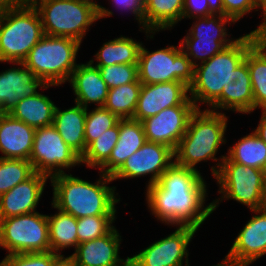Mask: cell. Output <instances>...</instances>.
<instances>
[{
	"label": "cell",
	"mask_w": 266,
	"mask_h": 266,
	"mask_svg": "<svg viewBox=\"0 0 266 266\" xmlns=\"http://www.w3.org/2000/svg\"><path fill=\"white\" fill-rule=\"evenodd\" d=\"M263 208H266V174H265L264 193H263Z\"/></svg>",
	"instance_id": "obj_50"
},
{
	"label": "cell",
	"mask_w": 266,
	"mask_h": 266,
	"mask_svg": "<svg viewBox=\"0 0 266 266\" xmlns=\"http://www.w3.org/2000/svg\"><path fill=\"white\" fill-rule=\"evenodd\" d=\"M255 213L239 231L224 260L249 266L266 254V208L250 210Z\"/></svg>",
	"instance_id": "obj_16"
},
{
	"label": "cell",
	"mask_w": 266,
	"mask_h": 266,
	"mask_svg": "<svg viewBox=\"0 0 266 266\" xmlns=\"http://www.w3.org/2000/svg\"><path fill=\"white\" fill-rule=\"evenodd\" d=\"M59 254L52 251L21 254H6L0 266H51Z\"/></svg>",
	"instance_id": "obj_39"
},
{
	"label": "cell",
	"mask_w": 266,
	"mask_h": 266,
	"mask_svg": "<svg viewBox=\"0 0 266 266\" xmlns=\"http://www.w3.org/2000/svg\"><path fill=\"white\" fill-rule=\"evenodd\" d=\"M35 130L9 113H1L0 158L29 160Z\"/></svg>",
	"instance_id": "obj_22"
},
{
	"label": "cell",
	"mask_w": 266,
	"mask_h": 266,
	"mask_svg": "<svg viewBox=\"0 0 266 266\" xmlns=\"http://www.w3.org/2000/svg\"><path fill=\"white\" fill-rule=\"evenodd\" d=\"M97 67L109 89L135 82L138 79V64H112Z\"/></svg>",
	"instance_id": "obj_38"
},
{
	"label": "cell",
	"mask_w": 266,
	"mask_h": 266,
	"mask_svg": "<svg viewBox=\"0 0 266 266\" xmlns=\"http://www.w3.org/2000/svg\"><path fill=\"white\" fill-rule=\"evenodd\" d=\"M142 83L135 82L109 89L104 108L119 119L133 118Z\"/></svg>",
	"instance_id": "obj_32"
},
{
	"label": "cell",
	"mask_w": 266,
	"mask_h": 266,
	"mask_svg": "<svg viewBox=\"0 0 266 266\" xmlns=\"http://www.w3.org/2000/svg\"><path fill=\"white\" fill-rule=\"evenodd\" d=\"M184 0H144L143 29L161 32L182 20Z\"/></svg>",
	"instance_id": "obj_25"
},
{
	"label": "cell",
	"mask_w": 266,
	"mask_h": 266,
	"mask_svg": "<svg viewBox=\"0 0 266 266\" xmlns=\"http://www.w3.org/2000/svg\"><path fill=\"white\" fill-rule=\"evenodd\" d=\"M258 35L264 42H266V21L264 22L262 29L258 32Z\"/></svg>",
	"instance_id": "obj_48"
},
{
	"label": "cell",
	"mask_w": 266,
	"mask_h": 266,
	"mask_svg": "<svg viewBox=\"0 0 266 266\" xmlns=\"http://www.w3.org/2000/svg\"><path fill=\"white\" fill-rule=\"evenodd\" d=\"M195 105H177L161 110L141 121L148 142L164 144L173 151L185 134Z\"/></svg>",
	"instance_id": "obj_14"
},
{
	"label": "cell",
	"mask_w": 266,
	"mask_h": 266,
	"mask_svg": "<svg viewBox=\"0 0 266 266\" xmlns=\"http://www.w3.org/2000/svg\"><path fill=\"white\" fill-rule=\"evenodd\" d=\"M209 11L212 15H224V6L222 0H207Z\"/></svg>",
	"instance_id": "obj_45"
},
{
	"label": "cell",
	"mask_w": 266,
	"mask_h": 266,
	"mask_svg": "<svg viewBox=\"0 0 266 266\" xmlns=\"http://www.w3.org/2000/svg\"><path fill=\"white\" fill-rule=\"evenodd\" d=\"M119 136V121L92 141L81 157V164L87 168L99 169L110 157Z\"/></svg>",
	"instance_id": "obj_33"
},
{
	"label": "cell",
	"mask_w": 266,
	"mask_h": 266,
	"mask_svg": "<svg viewBox=\"0 0 266 266\" xmlns=\"http://www.w3.org/2000/svg\"><path fill=\"white\" fill-rule=\"evenodd\" d=\"M195 21L191 28L186 31L183 38H200L206 40H216L218 42H235L238 38H230L232 34H228V25L236 22L224 15H211L207 17H195Z\"/></svg>",
	"instance_id": "obj_31"
},
{
	"label": "cell",
	"mask_w": 266,
	"mask_h": 266,
	"mask_svg": "<svg viewBox=\"0 0 266 266\" xmlns=\"http://www.w3.org/2000/svg\"><path fill=\"white\" fill-rule=\"evenodd\" d=\"M226 154L230 161L266 171V144L253 130L230 146Z\"/></svg>",
	"instance_id": "obj_29"
},
{
	"label": "cell",
	"mask_w": 266,
	"mask_h": 266,
	"mask_svg": "<svg viewBox=\"0 0 266 266\" xmlns=\"http://www.w3.org/2000/svg\"><path fill=\"white\" fill-rule=\"evenodd\" d=\"M12 66L0 72V113H9L16 103L25 97L36 95L53 84H46L23 62H12Z\"/></svg>",
	"instance_id": "obj_17"
},
{
	"label": "cell",
	"mask_w": 266,
	"mask_h": 266,
	"mask_svg": "<svg viewBox=\"0 0 266 266\" xmlns=\"http://www.w3.org/2000/svg\"><path fill=\"white\" fill-rule=\"evenodd\" d=\"M116 215L86 216L77 219L78 244L108 234L115 226Z\"/></svg>",
	"instance_id": "obj_36"
},
{
	"label": "cell",
	"mask_w": 266,
	"mask_h": 266,
	"mask_svg": "<svg viewBox=\"0 0 266 266\" xmlns=\"http://www.w3.org/2000/svg\"><path fill=\"white\" fill-rule=\"evenodd\" d=\"M122 236L115 227L106 235L79 243L71 254L76 266H125L119 255Z\"/></svg>",
	"instance_id": "obj_19"
},
{
	"label": "cell",
	"mask_w": 266,
	"mask_h": 266,
	"mask_svg": "<svg viewBox=\"0 0 266 266\" xmlns=\"http://www.w3.org/2000/svg\"><path fill=\"white\" fill-rule=\"evenodd\" d=\"M0 248L8 255L51 251L47 215L37 211L0 219Z\"/></svg>",
	"instance_id": "obj_10"
},
{
	"label": "cell",
	"mask_w": 266,
	"mask_h": 266,
	"mask_svg": "<svg viewBox=\"0 0 266 266\" xmlns=\"http://www.w3.org/2000/svg\"><path fill=\"white\" fill-rule=\"evenodd\" d=\"M24 0H0V15L9 9H14Z\"/></svg>",
	"instance_id": "obj_46"
},
{
	"label": "cell",
	"mask_w": 266,
	"mask_h": 266,
	"mask_svg": "<svg viewBox=\"0 0 266 266\" xmlns=\"http://www.w3.org/2000/svg\"><path fill=\"white\" fill-rule=\"evenodd\" d=\"M34 172L51 178L81 166V157L62 139L53 125L37 128L29 158Z\"/></svg>",
	"instance_id": "obj_11"
},
{
	"label": "cell",
	"mask_w": 266,
	"mask_h": 266,
	"mask_svg": "<svg viewBox=\"0 0 266 266\" xmlns=\"http://www.w3.org/2000/svg\"><path fill=\"white\" fill-rule=\"evenodd\" d=\"M73 94L76 96L75 103L85 108L94 104L95 107H103L108 95L109 88L104 82L100 70L90 61L79 63L73 70L68 81ZM89 104V105H88Z\"/></svg>",
	"instance_id": "obj_21"
},
{
	"label": "cell",
	"mask_w": 266,
	"mask_h": 266,
	"mask_svg": "<svg viewBox=\"0 0 266 266\" xmlns=\"http://www.w3.org/2000/svg\"><path fill=\"white\" fill-rule=\"evenodd\" d=\"M112 5H114L117 9L124 10L125 12H129L133 14L137 23H139V31H143L146 35V40L154 39V35L156 32H151L147 29H143V18H144V0H109ZM127 10V11H126ZM150 34V35H149Z\"/></svg>",
	"instance_id": "obj_40"
},
{
	"label": "cell",
	"mask_w": 266,
	"mask_h": 266,
	"mask_svg": "<svg viewBox=\"0 0 266 266\" xmlns=\"http://www.w3.org/2000/svg\"><path fill=\"white\" fill-rule=\"evenodd\" d=\"M33 173L29 160L0 158V195L28 179Z\"/></svg>",
	"instance_id": "obj_35"
},
{
	"label": "cell",
	"mask_w": 266,
	"mask_h": 266,
	"mask_svg": "<svg viewBox=\"0 0 266 266\" xmlns=\"http://www.w3.org/2000/svg\"><path fill=\"white\" fill-rule=\"evenodd\" d=\"M125 266H135V265L130 260H128Z\"/></svg>",
	"instance_id": "obj_51"
},
{
	"label": "cell",
	"mask_w": 266,
	"mask_h": 266,
	"mask_svg": "<svg viewBox=\"0 0 266 266\" xmlns=\"http://www.w3.org/2000/svg\"><path fill=\"white\" fill-rule=\"evenodd\" d=\"M207 110L218 113L229 112V110L242 114L254 112V96L248 64L245 60L232 71L220 97Z\"/></svg>",
	"instance_id": "obj_18"
},
{
	"label": "cell",
	"mask_w": 266,
	"mask_h": 266,
	"mask_svg": "<svg viewBox=\"0 0 266 266\" xmlns=\"http://www.w3.org/2000/svg\"><path fill=\"white\" fill-rule=\"evenodd\" d=\"M146 141L142 122L133 118L119 119L118 141L99 172L112 176Z\"/></svg>",
	"instance_id": "obj_23"
},
{
	"label": "cell",
	"mask_w": 266,
	"mask_h": 266,
	"mask_svg": "<svg viewBox=\"0 0 266 266\" xmlns=\"http://www.w3.org/2000/svg\"><path fill=\"white\" fill-rule=\"evenodd\" d=\"M228 118L223 112H213L205 108L204 110L196 109L189 119L185 134L174 151V162L200 172L196 167L197 164L212 160L215 164L210 170L212 176L215 177L226 156L225 154L220 158L216 157L220 146L227 142L225 134Z\"/></svg>",
	"instance_id": "obj_3"
},
{
	"label": "cell",
	"mask_w": 266,
	"mask_h": 266,
	"mask_svg": "<svg viewBox=\"0 0 266 266\" xmlns=\"http://www.w3.org/2000/svg\"><path fill=\"white\" fill-rule=\"evenodd\" d=\"M56 104L49 96L38 92L18 101L9 114L34 129L53 124Z\"/></svg>",
	"instance_id": "obj_26"
},
{
	"label": "cell",
	"mask_w": 266,
	"mask_h": 266,
	"mask_svg": "<svg viewBox=\"0 0 266 266\" xmlns=\"http://www.w3.org/2000/svg\"><path fill=\"white\" fill-rule=\"evenodd\" d=\"M177 105H194L189 86L180 81L142 84L133 119L143 121L161 110Z\"/></svg>",
	"instance_id": "obj_15"
},
{
	"label": "cell",
	"mask_w": 266,
	"mask_h": 266,
	"mask_svg": "<svg viewBox=\"0 0 266 266\" xmlns=\"http://www.w3.org/2000/svg\"><path fill=\"white\" fill-rule=\"evenodd\" d=\"M48 179L46 175L34 172L28 179L0 195V219L37 212Z\"/></svg>",
	"instance_id": "obj_20"
},
{
	"label": "cell",
	"mask_w": 266,
	"mask_h": 266,
	"mask_svg": "<svg viewBox=\"0 0 266 266\" xmlns=\"http://www.w3.org/2000/svg\"><path fill=\"white\" fill-rule=\"evenodd\" d=\"M179 43L182 51L195 67L198 64L206 62L215 54L222 52L234 42H218L216 40H206L200 38H183Z\"/></svg>",
	"instance_id": "obj_34"
},
{
	"label": "cell",
	"mask_w": 266,
	"mask_h": 266,
	"mask_svg": "<svg viewBox=\"0 0 266 266\" xmlns=\"http://www.w3.org/2000/svg\"><path fill=\"white\" fill-rule=\"evenodd\" d=\"M174 163V151L160 143L148 142L133 153L111 176L113 181L150 177L146 188L156 184L162 174Z\"/></svg>",
	"instance_id": "obj_13"
},
{
	"label": "cell",
	"mask_w": 266,
	"mask_h": 266,
	"mask_svg": "<svg viewBox=\"0 0 266 266\" xmlns=\"http://www.w3.org/2000/svg\"><path fill=\"white\" fill-rule=\"evenodd\" d=\"M27 3L33 4L36 0H24Z\"/></svg>",
	"instance_id": "obj_52"
},
{
	"label": "cell",
	"mask_w": 266,
	"mask_h": 266,
	"mask_svg": "<svg viewBox=\"0 0 266 266\" xmlns=\"http://www.w3.org/2000/svg\"><path fill=\"white\" fill-rule=\"evenodd\" d=\"M119 118L104 107L87 108L85 118L86 147L103 132L115 126Z\"/></svg>",
	"instance_id": "obj_37"
},
{
	"label": "cell",
	"mask_w": 266,
	"mask_h": 266,
	"mask_svg": "<svg viewBox=\"0 0 266 266\" xmlns=\"http://www.w3.org/2000/svg\"><path fill=\"white\" fill-rule=\"evenodd\" d=\"M99 179L94 183L63 173L52 176L53 198L51 206L62 212L71 214L76 219L96 215H117L116 204L120 196L116 186H108L113 182L111 176L99 172ZM118 197V198H117Z\"/></svg>",
	"instance_id": "obj_2"
},
{
	"label": "cell",
	"mask_w": 266,
	"mask_h": 266,
	"mask_svg": "<svg viewBox=\"0 0 266 266\" xmlns=\"http://www.w3.org/2000/svg\"><path fill=\"white\" fill-rule=\"evenodd\" d=\"M44 35L33 4L24 1L6 10L0 15V63L23 62Z\"/></svg>",
	"instance_id": "obj_6"
},
{
	"label": "cell",
	"mask_w": 266,
	"mask_h": 266,
	"mask_svg": "<svg viewBox=\"0 0 266 266\" xmlns=\"http://www.w3.org/2000/svg\"><path fill=\"white\" fill-rule=\"evenodd\" d=\"M56 210L55 214L47 215L50 250L62 254V250L71 247L75 250L78 245L77 219L71 214Z\"/></svg>",
	"instance_id": "obj_30"
},
{
	"label": "cell",
	"mask_w": 266,
	"mask_h": 266,
	"mask_svg": "<svg viewBox=\"0 0 266 266\" xmlns=\"http://www.w3.org/2000/svg\"><path fill=\"white\" fill-rule=\"evenodd\" d=\"M211 15L207 0H184L182 20Z\"/></svg>",
	"instance_id": "obj_42"
},
{
	"label": "cell",
	"mask_w": 266,
	"mask_h": 266,
	"mask_svg": "<svg viewBox=\"0 0 266 266\" xmlns=\"http://www.w3.org/2000/svg\"><path fill=\"white\" fill-rule=\"evenodd\" d=\"M258 11H262L260 15L263 16V18L261 23L257 25L258 27L255 28V30H252L256 33H258L262 29L264 22L266 21V0H258Z\"/></svg>",
	"instance_id": "obj_47"
},
{
	"label": "cell",
	"mask_w": 266,
	"mask_h": 266,
	"mask_svg": "<svg viewBox=\"0 0 266 266\" xmlns=\"http://www.w3.org/2000/svg\"><path fill=\"white\" fill-rule=\"evenodd\" d=\"M266 171L230 161L226 156L214 177L220 197L212 203L213 212L224 200H234L249 210L263 208Z\"/></svg>",
	"instance_id": "obj_8"
},
{
	"label": "cell",
	"mask_w": 266,
	"mask_h": 266,
	"mask_svg": "<svg viewBox=\"0 0 266 266\" xmlns=\"http://www.w3.org/2000/svg\"><path fill=\"white\" fill-rule=\"evenodd\" d=\"M260 121L258 126L253 131L263 140L266 144V110L261 111Z\"/></svg>",
	"instance_id": "obj_43"
},
{
	"label": "cell",
	"mask_w": 266,
	"mask_h": 266,
	"mask_svg": "<svg viewBox=\"0 0 266 266\" xmlns=\"http://www.w3.org/2000/svg\"><path fill=\"white\" fill-rule=\"evenodd\" d=\"M138 80L142 84L180 81L190 86L194 80V66L182 51L181 45L149 51L144 44L138 59Z\"/></svg>",
	"instance_id": "obj_9"
},
{
	"label": "cell",
	"mask_w": 266,
	"mask_h": 266,
	"mask_svg": "<svg viewBox=\"0 0 266 266\" xmlns=\"http://www.w3.org/2000/svg\"><path fill=\"white\" fill-rule=\"evenodd\" d=\"M142 41L137 42L132 37L121 35L104 42L94 58L89 60L95 66H109L112 64H138ZM94 61L95 64H94Z\"/></svg>",
	"instance_id": "obj_27"
},
{
	"label": "cell",
	"mask_w": 266,
	"mask_h": 266,
	"mask_svg": "<svg viewBox=\"0 0 266 266\" xmlns=\"http://www.w3.org/2000/svg\"><path fill=\"white\" fill-rule=\"evenodd\" d=\"M224 16L232 18L236 23L244 15L258 11V0H222Z\"/></svg>",
	"instance_id": "obj_41"
},
{
	"label": "cell",
	"mask_w": 266,
	"mask_h": 266,
	"mask_svg": "<svg viewBox=\"0 0 266 266\" xmlns=\"http://www.w3.org/2000/svg\"><path fill=\"white\" fill-rule=\"evenodd\" d=\"M82 43L70 37L44 35L30 50L24 65L46 84L59 87L68 82L78 66L77 54Z\"/></svg>",
	"instance_id": "obj_7"
},
{
	"label": "cell",
	"mask_w": 266,
	"mask_h": 266,
	"mask_svg": "<svg viewBox=\"0 0 266 266\" xmlns=\"http://www.w3.org/2000/svg\"><path fill=\"white\" fill-rule=\"evenodd\" d=\"M258 36L254 31L243 34L222 52L194 67V80L189 86V96L196 109H201L202 104L208 105V109L220 97L232 71L245 59Z\"/></svg>",
	"instance_id": "obj_4"
},
{
	"label": "cell",
	"mask_w": 266,
	"mask_h": 266,
	"mask_svg": "<svg viewBox=\"0 0 266 266\" xmlns=\"http://www.w3.org/2000/svg\"><path fill=\"white\" fill-rule=\"evenodd\" d=\"M212 266H242V265H237L235 263H231L223 259L221 262L217 263L216 265H212Z\"/></svg>",
	"instance_id": "obj_49"
},
{
	"label": "cell",
	"mask_w": 266,
	"mask_h": 266,
	"mask_svg": "<svg viewBox=\"0 0 266 266\" xmlns=\"http://www.w3.org/2000/svg\"><path fill=\"white\" fill-rule=\"evenodd\" d=\"M175 227L172 234L154 241L129 260L135 266H190L188 246L198 229L188 225Z\"/></svg>",
	"instance_id": "obj_12"
},
{
	"label": "cell",
	"mask_w": 266,
	"mask_h": 266,
	"mask_svg": "<svg viewBox=\"0 0 266 266\" xmlns=\"http://www.w3.org/2000/svg\"><path fill=\"white\" fill-rule=\"evenodd\" d=\"M207 184L201 172L174 162L156 184L146 188L148 210L164 225L199 229L213 213L211 202L205 206Z\"/></svg>",
	"instance_id": "obj_1"
},
{
	"label": "cell",
	"mask_w": 266,
	"mask_h": 266,
	"mask_svg": "<svg viewBox=\"0 0 266 266\" xmlns=\"http://www.w3.org/2000/svg\"><path fill=\"white\" fill-rule=\"evenodd\" d=\"M248 64L252 91L254 96V111L266 110V42L259 36L257 42L247 51L244 59Z\"/></svg>",
	"instance_id": "obj_28"
},
{
	"label": "cell",
	"mask_w": 266,
	"mask_h": 266,
	"mask_svg": "<svg viewBox=\"0 0 266 266\" xmlns=\"http://www.w3.org/2000/svg\"><path fill=\"white\" fill-rule=\"evenodd\" d=\"M51 266H76L75 261L71 255L67 257L64 254H59L53 261Z\"/></svg>",
	"instance_id": "obj_44"
},
{
	"label": "cell",
	"mask_w": 266,
	"mask_h": 266,
	"mask_svg": "<svg viewBox=\"0 0 266 266\" xmlns=\"http://www.w3.org/2000/svg\"><path fill=\"white\" fill-rule=\"evenodd\" d=\"M87 108L75 103L71 108L61 110L56 106L53 126L61 135L63 141L80 157L86 150L85 118Z\"/></svg>",
	"instance_id": "obj_24"
},
{
	"label": "cell",
	"mask_w": 266,
	"mask_h": 266,
	"mask_svg": "<svg viewBox=\"0 0 266 266\" xmlns=\"http://www.w3.org/2000/svg\"><path fill=\"white\" fill-rule=\"evenodd\" d=\"M45 35L70 37L82 43L90 26L112 17L113 10L92 0H36Z\"/></svg>",
	"instance_id": "obj_5"
}]
</instances>
